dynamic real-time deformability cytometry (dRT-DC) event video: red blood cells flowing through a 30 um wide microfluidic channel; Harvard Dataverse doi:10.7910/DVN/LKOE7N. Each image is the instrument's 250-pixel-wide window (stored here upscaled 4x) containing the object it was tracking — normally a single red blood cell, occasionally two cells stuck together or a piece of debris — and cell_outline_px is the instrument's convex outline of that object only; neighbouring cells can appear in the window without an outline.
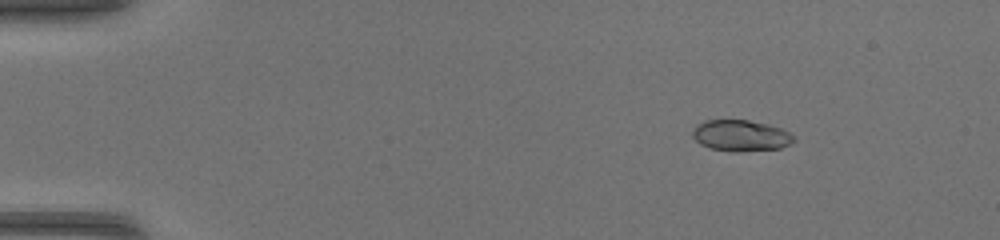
{"species": "common noctule bat (a hibernating species)", "species_latin": "Nyctalus noctula", "temperature_condition": "warm", "stored_images_in_passage": 46, "camera_frame_rate_fps": 3000, "um_per_image_px": 0.085, "animal": {"sex": "female", "body_mass_g": 17.0, "forearm_length_mm": 48.0}, "frame": {"image": 1, "passage_image": 7, "time_ms": 2.0, "image_size_px": [1000, 240], "cell_outline_px": [[796, 140], [792, 144], [780, 148], [736, 152], [732, 152], [712, 148], [700, 144], [692, 136], [692, 132], [696, 124], [704, 120], [748, 120], [768, 124], [780, 128], [796, 136]], "centroid_in_image_um": [62.99, 11.52], "position_along_channel_um": 22.0, "area_um2": 18.55}}
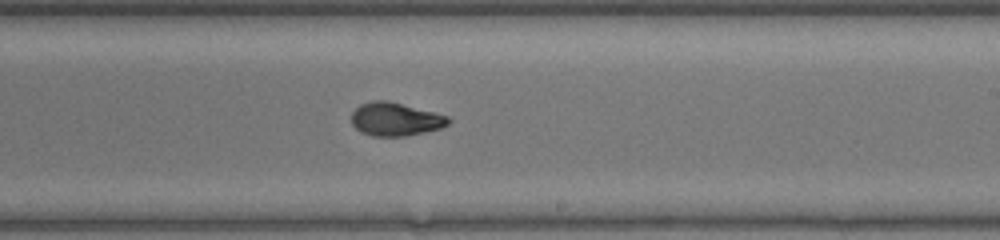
{"frame": {"image": 2, "passage_image": 29, "time_ms": 9.333, "image_size_px": [1000, 240], "cell_outline_px": [[452, 120], [444, 128], [404, 136], [372, 136], [360, 132], [352, 124], [352, 112], [360, 104], [372, 100], [388, 100], [448, 116]], "centroid_in_image_um": [33.61, 10.13], "position_along_channel_um": 255.4, "area_um2": 18.9}}
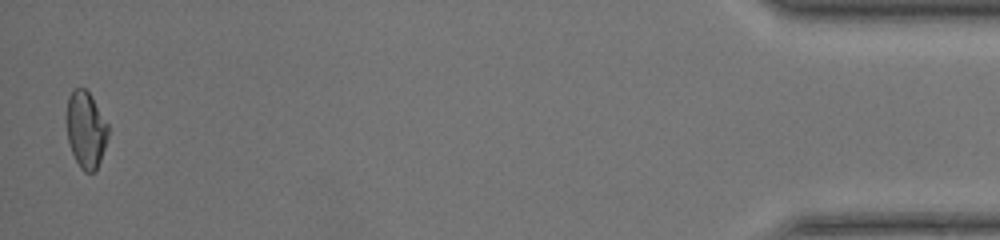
{"frame": {"image": 3, "passage_image": 46, "time_ms": 15.0, "image_size_px": [1000, 240], "cell_outline_px": [[108, 136], [100, 160], [96, 168], [92, 172], [84, 172], [80, 168], [72, 152], [68, 140], [68, 96], [76, 88], [84, 88], [88, 92], [108, 124]], "centroid_in_image_um": [7.31, 11.04], "position_along_channel_um": 427.9, "area_um2": 17.92}}